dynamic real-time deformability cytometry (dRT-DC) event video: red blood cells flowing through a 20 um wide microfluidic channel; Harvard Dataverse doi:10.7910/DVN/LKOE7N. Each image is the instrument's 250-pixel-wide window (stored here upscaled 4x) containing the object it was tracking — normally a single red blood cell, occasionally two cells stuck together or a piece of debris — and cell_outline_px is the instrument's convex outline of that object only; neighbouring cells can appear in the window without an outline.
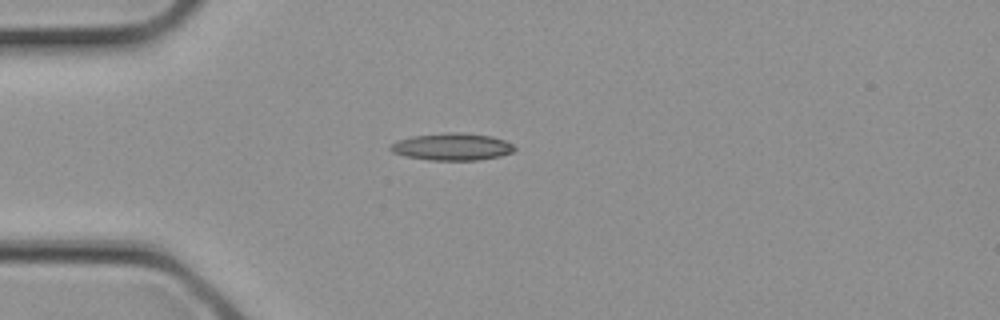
{"species": "common noctule bat (a hibernating species)", "species_latin": "Nyctalus noctula", "temperature_condition": "cold", "stored_images_in_passage": 2, "camera_frame_rate_fps": 3000, "um_per_image_px": 0.085, "animal": {"sex": "female", "body_mass_g": 21.9}, "frame": {"image": 1, "passage_image": 2, "time_ms": 0.333, "image_size_px": [1000, 320], "cell_outline_px": [[516, 152], [500, 156], [476, 160], [428, 160], [404, 156], [392, 152], [388, 148], [388, 144], [396, 140], [412, 136], [448, 132], [464, 132], [492, 136], [504, 140], [512, 144], [516, 148]], "centroid_in_image_um": [38.4, 12.47], "position_along_channel_um": 46.6, "area_um2": 20.0}}